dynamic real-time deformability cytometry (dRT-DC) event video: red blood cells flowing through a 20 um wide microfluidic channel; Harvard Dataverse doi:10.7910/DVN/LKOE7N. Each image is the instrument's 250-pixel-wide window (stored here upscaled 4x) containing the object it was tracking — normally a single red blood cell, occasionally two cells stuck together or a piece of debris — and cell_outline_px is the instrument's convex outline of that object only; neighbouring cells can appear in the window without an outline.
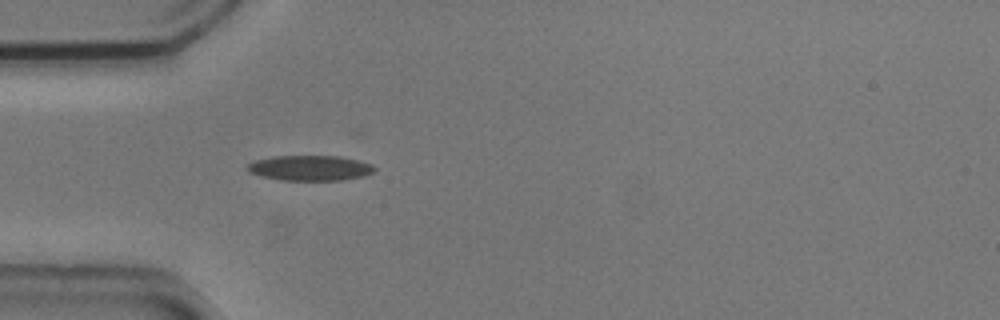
{"species": "common noctule bat (a hibernating species)", "species_latin": "Nyctalus noctula", "temperature_condition": "cold", "stored_images_in_passage": 21, "camera_frame_rate_fps": 3000, "um_per_image_px": 0.085, "animal": {"sex": "male", "body_mass_g": 20.5, "forearm_length_mm": 52.5}, "frame": {"image": 1, "passage_image": 1, "time_ms": 0.0, "image_size_px": [1000, 320], "cell_outline_px": [[376, 168], [372, 172], [364, 176], [340, 180], [280, 180], [248, 172], [248, 164], [256, 160], [272, 156], [340, 156], [372, 164]], "centroid_in_image_um": [26.36, 14.27], "position_along_channel_um": 58.6, "area_um2": 18.5}}
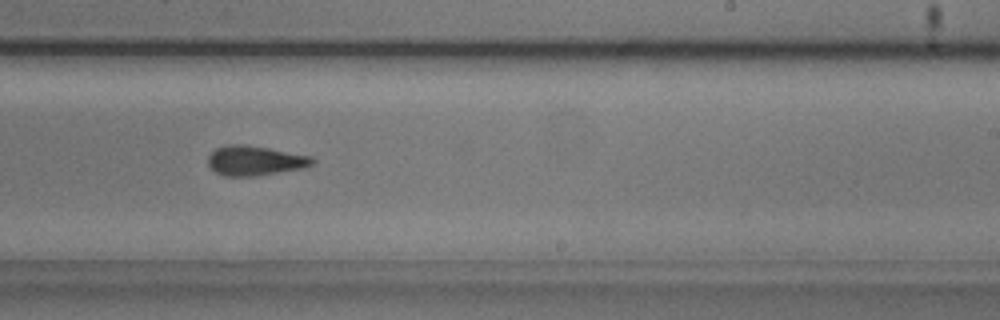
{"frame": {"image": 2, "passage_image": 18, "time_ms": 5.667, "image_size_px": [1000, 320], "cell_outline_px": [[316, 160], [312, 164], [304, 168], [252, 176], [224, 176], [216, 172], [208, 164], [208, 156], [216, 148], [228, 144], [248, 144], [312, 156]], "centroid_in_image_um": [21.68, 13.64], "position_along_channel_um": 267.3, "area_um2": 18.09}}